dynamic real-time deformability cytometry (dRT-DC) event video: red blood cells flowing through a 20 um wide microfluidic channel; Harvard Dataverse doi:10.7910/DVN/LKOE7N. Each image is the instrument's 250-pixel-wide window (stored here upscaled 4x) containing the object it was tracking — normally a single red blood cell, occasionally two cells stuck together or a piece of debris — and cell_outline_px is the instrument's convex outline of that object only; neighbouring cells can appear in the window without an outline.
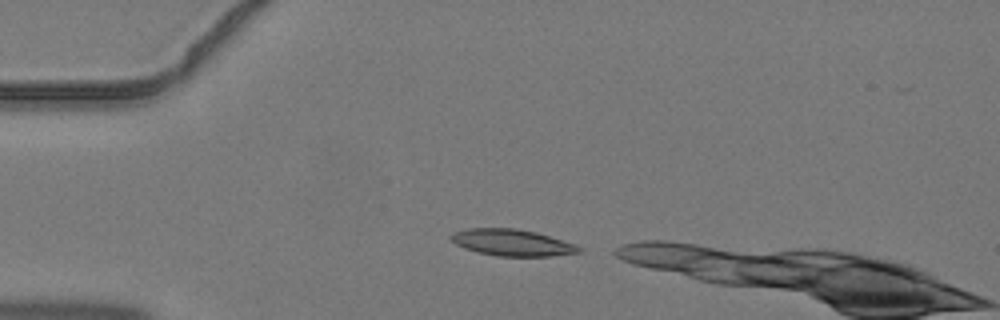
{"species": "common noctule bat (a hibernating species)", "species_latin": "Nyctalus noctula", "temperature_condition": "warm", "stored_images_in_passage": 5, "camera_frame_rate_fps": 3000, "um_per_image_px": 0.085, "animal": {"sex": "male", "body_mass_g": 19.2, "forearm_length_mm": 51.8}, "frame": {"image": 1, "passage_image": 1, "time_ms": 0.0, "image_size_px": [1000, 320], "cell_outline_px": [[580, 252], [552, 256], [496, 256], [476, 252], [464, 248], [456, 244], [448, 236], [452, 232], [468, 228], [516, 228], [536, 232], [572, 244], [580, 248]], "centroid_in_image_um": [43.43, 20.62], "position_along_channel_um": 41.6, "area_um2": 19.65}}